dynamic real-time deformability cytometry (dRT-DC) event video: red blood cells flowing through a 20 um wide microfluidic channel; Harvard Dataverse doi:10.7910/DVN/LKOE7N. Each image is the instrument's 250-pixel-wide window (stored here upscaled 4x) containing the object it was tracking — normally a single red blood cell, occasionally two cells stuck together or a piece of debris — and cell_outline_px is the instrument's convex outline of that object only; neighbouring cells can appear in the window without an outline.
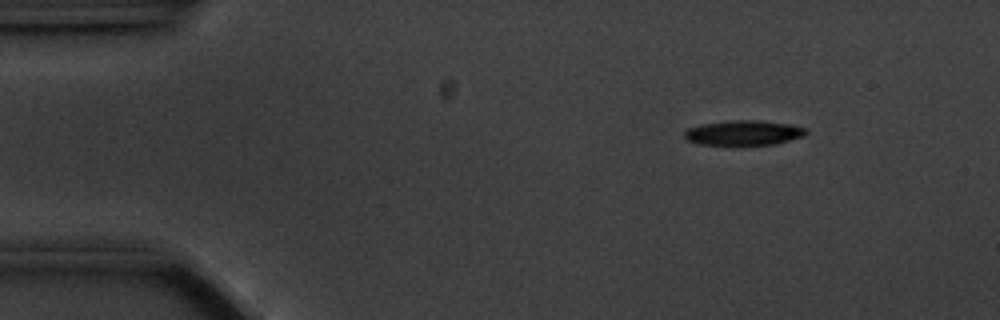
{"species": "common noctule bat (a hibernating species)", "species_latin": "Nyctalus noctula", "temperature_condition": "cold", "stored_images_in_passage": 53, "camera_frame_rate_fps": 3000, "um_per_image_px": 0.085, "animal": {"sex": "male", "body_mass_g": 20.1, "forearm_length_mm": 53.5}, "frame": {"image": 1, "passage_image": 4, "time_ms": 1.0, "image_size_px": [1000, 320], "cell_outline_px": [[808, 132], [804, 136], [776, 144], [696, 144], [688, 140], [684, 136], [684, 132], [688, 128], [700, 124], [728, 120], [756, 120], [792, 124], [808, 128]], "centroid_in_image_um": [63.24, 11.27], "position_along_channel_um": 21.8, "area_um2": 17.69}}
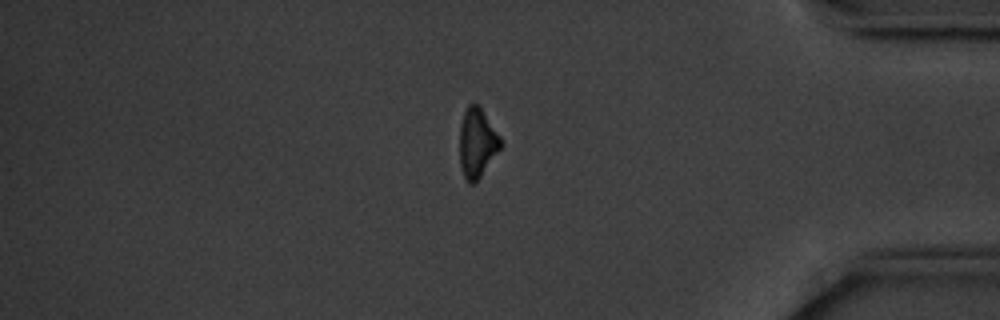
{"frame": {"image": 2, "passage_image": 44, "time_ms": 14.333, "image_size_px": [1000, 320], "cell_outline_px": [[504, 144], [480, 176], [472, 184], [468, 184], [464, 180], [460, 168], [460, 124], [464, 112], [468, 104], [472, 100], [480, 108], [504, 140]], "centroid_in_image_um": [40.56, 12.15], "position_along_channel_um": 394.6, "area_um2": 16.76}}
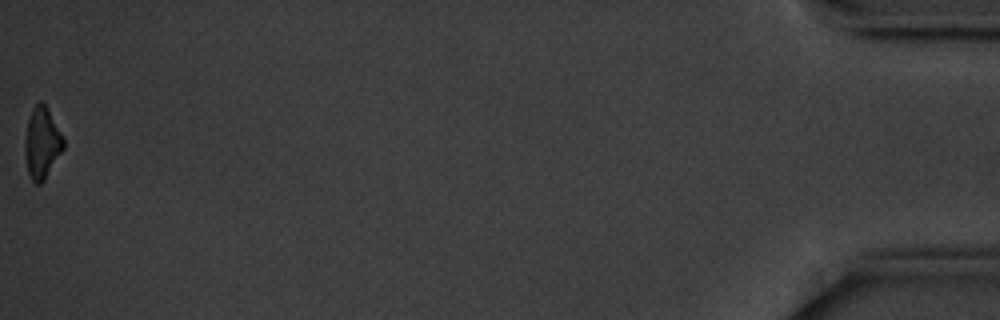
{"frame": {"image": 3, "passage_image": 53, "time_ms": 17.333, "image_size_px": [1000, 320], "cell_outline_px": [[64, 148], [44, 180], [40, 184], [36, 184], [32, 180], [28, 172], [24, 156], [24, 140], [28, 120], [32, 108], [40, 100], [48, 108], [64, 140]], "centroid_in_image_um": [3.54, 12.15], "position_along_channel_um": 431.7, "area_um2": 15.95}, "authors_computed_cell_mechanics": {"area_um2": 17.7446, "velocity_mm_per_s": 3.552, "shape_relaxation_time_tau1_ms": 2.768, "shape_relaxation_time_tau2_ms": null, "deformation_change_tau1": 0.114, "deformation_change_tau2": null}}